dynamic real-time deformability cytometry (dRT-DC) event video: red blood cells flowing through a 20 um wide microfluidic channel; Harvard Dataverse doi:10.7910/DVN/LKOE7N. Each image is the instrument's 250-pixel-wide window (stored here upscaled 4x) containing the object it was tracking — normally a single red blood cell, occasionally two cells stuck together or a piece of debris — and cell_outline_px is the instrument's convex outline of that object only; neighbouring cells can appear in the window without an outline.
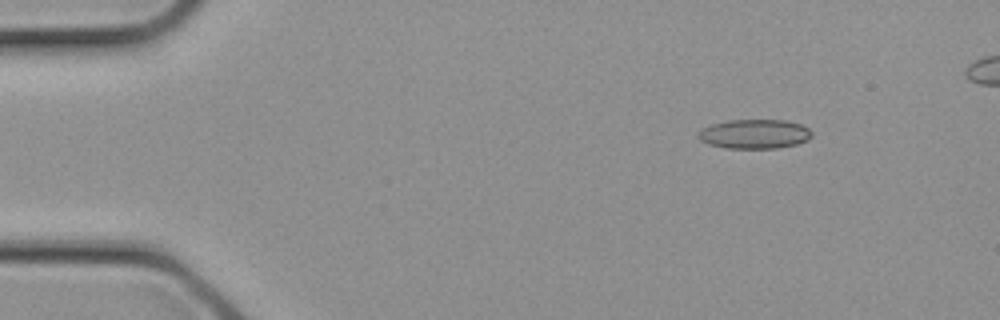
{"species": "common noctule bat (a hibernating species)", "species_latin": "Nyctalus noctula", "temperature_condition": "cold", "stored_images_in_passage": 3, "camera_frame_rate_fps": 3000, "um_per_image_px": 0.085, "animal": {"sex": "female", "body_mass_g": 21.9}, "frame": {"image": 1, "passage_image": 1, "time_ms": 0.0, "image_size_px": [1000, 320], "cell_outline_px": [[812, 136], [808, 140], [796, 144], [776, 148], [728, 148], [708, 144], [700, 140], [696, 136], [704, 128], [712, 124], [728, 120], [788, 120], [800, 124], [808, 128], [812, 132]], "centroid_in_image_um": [64.15, 11.38], "position_along_channel_um": 20.8, "area_um2": 19.36}}